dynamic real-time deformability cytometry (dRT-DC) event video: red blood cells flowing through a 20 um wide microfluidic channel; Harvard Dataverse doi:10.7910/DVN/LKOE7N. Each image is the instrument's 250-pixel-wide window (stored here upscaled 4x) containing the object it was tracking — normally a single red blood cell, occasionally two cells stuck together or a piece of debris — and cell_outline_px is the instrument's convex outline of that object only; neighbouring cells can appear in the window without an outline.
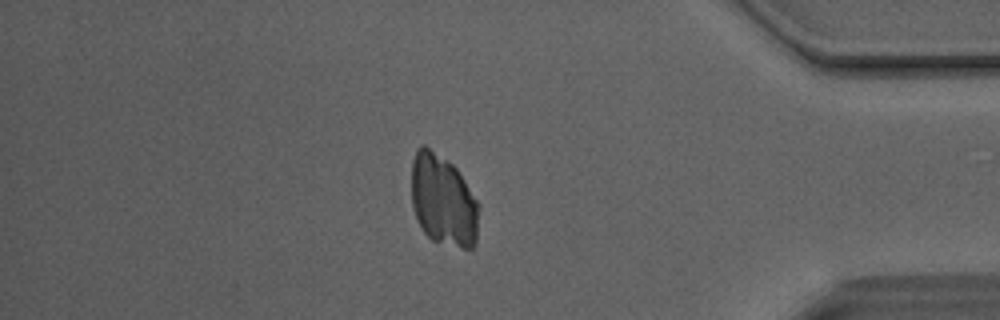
{"species": "Egyptian fruit bat (a non-hibernating species)", "species_latin": "Rousettus aegyptiacus", "temperature_condition": "room temperature", "stored_images_in_passage": 40, "camera_frame_rate_fps": 3000, "um_per_image_px": 0.085, "animal": {"sex": "male"}, "frame": {"image": 1, "passage_image": 33, "time_ms": 10.667, "image_size_px": [1000, 320], "cell_outline_px": [[480, 208], [476, 244], [472, 248], [460, 248], [432, 240], [424, 232], [416, 216], [412, 204], [412, 160], [420, 144], [424, 144], [452, 164], [456, 168], [480, 204]], "centroid_in_image_um": [37.7, 17.05], "position_along_channel_um": 397.5, "area_um2": 36.01}}
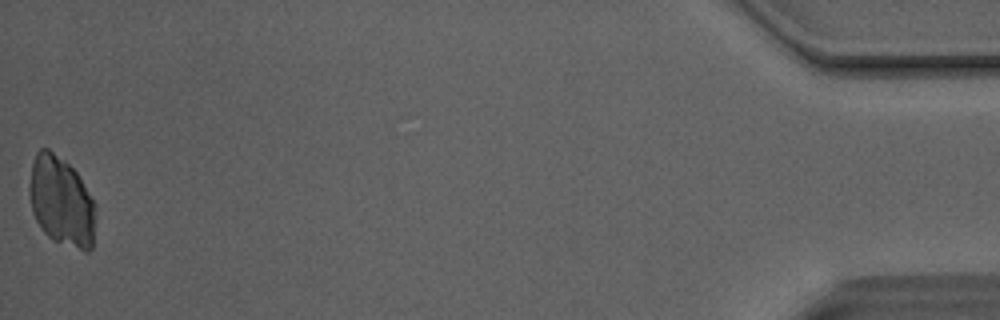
{"frame": {"image": 2, "passage_image": 40, "time_ms": 13.0, "image_size_px": [1000, 320], "cell_outline_px": [[96, 204], [92, 248], [88, 252], [84, 252], [52, 240], [44, 232], [36, 220], [32, 212], [28, 192], [28, 188], [32, 164], [36, 152], [40, 148], [48, 148], [64, 160], [76, 172]], "centroid_in_image_um": [5.21, 17.14], "position_along_channel_um": 430.0, "area_um2": 34.8}}